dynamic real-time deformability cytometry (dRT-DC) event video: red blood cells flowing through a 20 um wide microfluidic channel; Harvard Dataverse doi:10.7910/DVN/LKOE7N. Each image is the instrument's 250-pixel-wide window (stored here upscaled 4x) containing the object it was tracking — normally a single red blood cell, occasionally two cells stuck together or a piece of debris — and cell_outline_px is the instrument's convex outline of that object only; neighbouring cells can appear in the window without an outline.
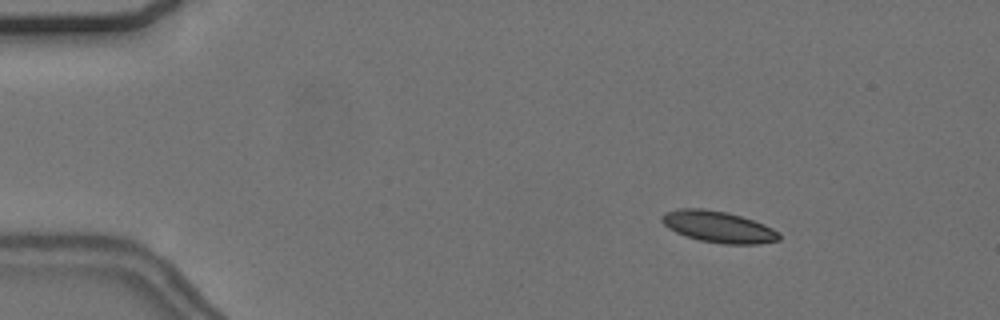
{"species": "common noctule bat (a hibernating species)", "species_latin": "Nyctalus noctula", "temperature_condition": "cold", "stored_images_in_passage": 49, "camera_frame_rate_fps": 3000, "um_per_image_px": 0.085, "animal": {"sex": "female", "body_mass_g": 24.6, "forearm_length_mm": 56.2}, "frame": {"image": 1, "passage_image": 1, "time_ms": 0.0, "image_size_px": [1000, 320], "cell_outline_px": [[780, 240], [756, 244], [724, 244], [700, 240], [676, 232], [668, 228], [660, 220], [660, 216], [676, 208], [704, 208], [728, 212], [764, 224], [780, 232]], "centroid_in_image_um": [61.06, 19.27], "position_along_channel_um": 23.9, "area_um2": 21.44}}
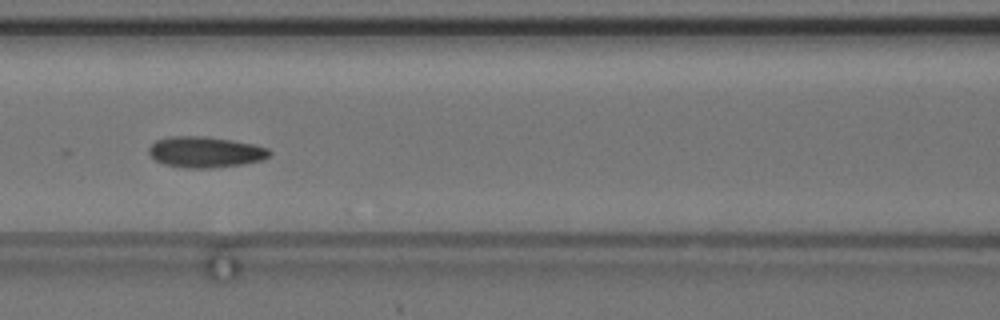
{"frame": {"image": 2, "passage_image": 18, "time_ms": 5.667, "image_size_px": [1000, 320], "cell_outline_px": [[272, 152], [264, 160], [244, 164], [212, 168], [188, 168], [164, 164], [156, 160], [148, 152], [148, 148], [156, 140], [168, 136], [204, 136], [232, 140], [252, 144], [268, 148]], "centroid_in_image_um": [17.46, 12.92], "position_along_channel_um": 149.1, "area_um2": 21.79}}
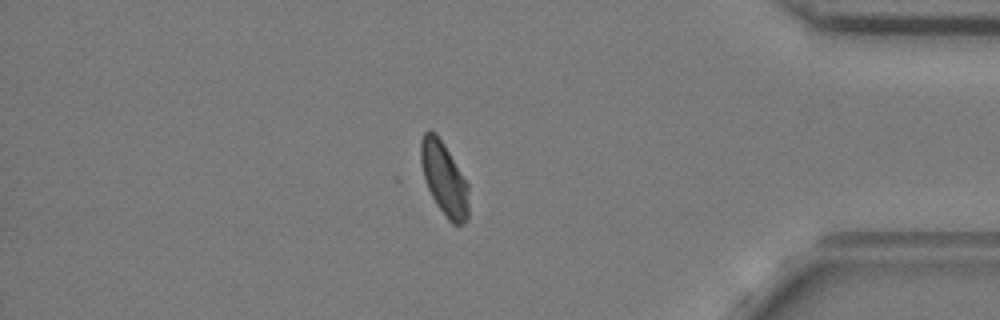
{"frame": {"image": 3, "passage_image": 41, "time_ms": 13.333, "image_size_px": [1000, 320], "cell_outline_px": [[468, 220], [464, 224], [452, 224], [448, 220], [436, 204], [424, 180], [420, 160], [420, 140], [424, 132], [428, 128], [436, 132], [444, 144], [468, 184]], "centroid_in_image_um": [37.73, 15.17], "position_along_channel_um": 397.5, "area_um2": 20.58}, "authors_computed_cell_mechanics": {"area_um2": 21.3282, "velocity_mm_per_s": 3.6629, "shape_relaxation_time_tau1_ms": null, "shape_relaxation_time_tau2_ms": 2.7657, "deformation_change_tau1": null, "deformation_change_tau2": 0.0818}}